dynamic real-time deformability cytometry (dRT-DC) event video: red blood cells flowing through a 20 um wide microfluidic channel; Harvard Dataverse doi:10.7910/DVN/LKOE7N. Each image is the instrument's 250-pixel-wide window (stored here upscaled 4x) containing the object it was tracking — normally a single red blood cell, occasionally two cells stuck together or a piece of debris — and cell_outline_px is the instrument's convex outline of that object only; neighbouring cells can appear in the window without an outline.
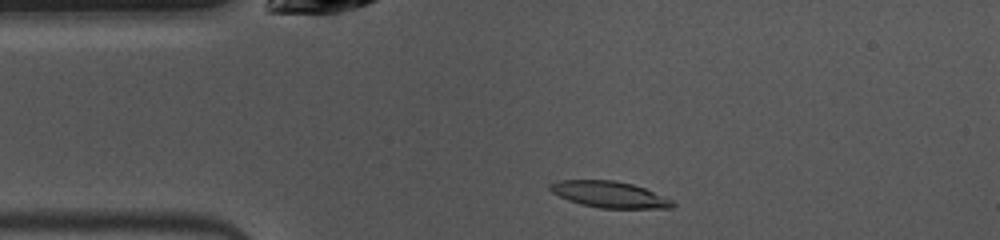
{"species": "common noctule bat (a hibernating species)", "species_latin": "Nyctalus noctula", "temperature_condition": "warm", "stored_images_in_passage": 43, "camera_frame_rate_fps": 3000, "um_per_image_px": 0.085, "animal": {"sex": "female", "body_mass_g": 10.0, "forearm_length_mm": 53.1}, "frame": {"image": 1, "passage_image": 3, "time_ms": 0.667, "image_size_px": [1000, 240], "cell_outline_px": [[676, 204], [672, 208], [600, 208], [580, 204], [568, 200], [552, 192], [548, 188], [548, 184], [560, 180], [612, 180], [632, 184], [644, 188], [672, 200]], "centroid_in_image_um": [51.78, 16.53], "position_along_channel_um": 33.2, "area_um2": 18.67}}
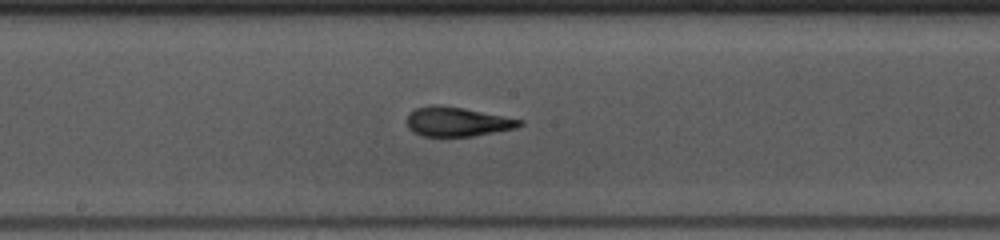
{"frame": {"image": 2, "passage_image": 18, "time_ms": 5.667, "image_size_px": [1000, 240], "cell_outline_px": [[524, 124], [516, 128], [472, 136], [424, 136], [412, 132], [408, 128], [408, 112], [416, 108], [428, 104], [440, 104], [464, 108], [524, 120]], "centroid_in_image_um": [38.84, 10.33], "position_along_channel_um": 209.4, "area_um2": 19.42}}
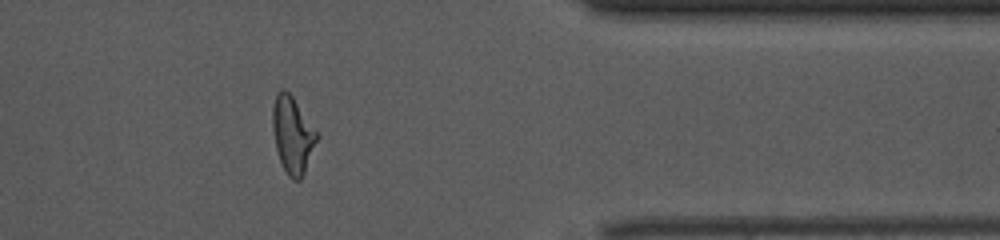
{"frame": {"image": 3, "passage_image": 33, "time_ms": 10.667, "image_size_px": [1000, 240], "cell_outline_px": [[320, 136], [304, 172], [300, 180], [292, 180], [288, 176], [280, 160], [276, 148], [272, 128], [272, 108], [276, 92], [280, 88], [284, 88], [292, 96]], "centroid_in_image_um": [24.86, 11.44], "position_along_channel_um": 386.5, "area_um2": 19.77}, "authors_computed_cell_mechanics": {"area_um2": 19.5364, "velocity_mm_per_s": 3.984, "shape_relaxation_time_tau1_ms": 4.2038, "shape_relaxation_time_tau2_ms": 1.7801, "deformation_change_tau1": 0.1962, "deformation_change_tau2": 0.0695}}